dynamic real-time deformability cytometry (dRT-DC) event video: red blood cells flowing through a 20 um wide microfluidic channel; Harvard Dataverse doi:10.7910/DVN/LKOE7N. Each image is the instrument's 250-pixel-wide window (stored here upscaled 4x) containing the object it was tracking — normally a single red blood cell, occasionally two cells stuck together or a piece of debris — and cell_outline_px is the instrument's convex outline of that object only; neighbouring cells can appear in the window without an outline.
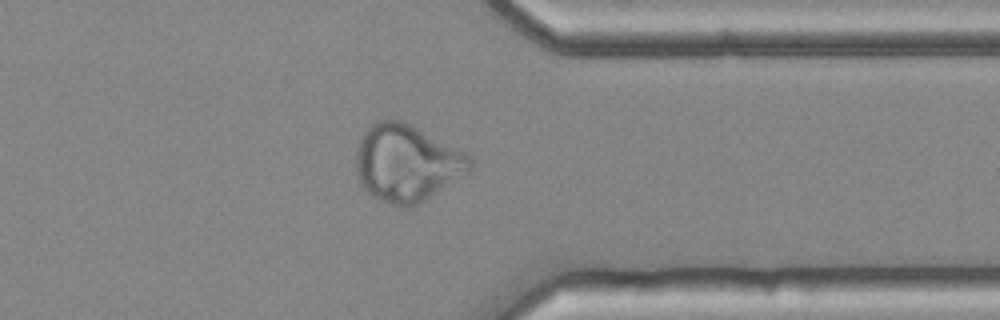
{"species": "common noctule bat (a hibernating species)", "species_latin": "Nyctalus noctula", "temperature_condition": "cold", "stored_images_in_passage": 39, "camera_frame_rate_fps": 3000, "um_per_image_px": 0.085, "animal": {"sex": "female", "body_mass_g": 25.1}, "frame": {"image": 1, "passage_image": 28, "time_ms": 9.0, "image_size_px": [1000, 320], "cell_outline_px": [[472, 164], [468, 168], [436, 192], [424, 200], [408, 208], [404, 208], [380, 200], [372, 196], [360, 184], [356, 172], [356, 148], [364, 132], [376, 120], [400, 120], [472, 156]], "centroid_in_image_um": [34.48, 13.86], "position_along_channel_um": 376.9, "area_um2": 49.82}}